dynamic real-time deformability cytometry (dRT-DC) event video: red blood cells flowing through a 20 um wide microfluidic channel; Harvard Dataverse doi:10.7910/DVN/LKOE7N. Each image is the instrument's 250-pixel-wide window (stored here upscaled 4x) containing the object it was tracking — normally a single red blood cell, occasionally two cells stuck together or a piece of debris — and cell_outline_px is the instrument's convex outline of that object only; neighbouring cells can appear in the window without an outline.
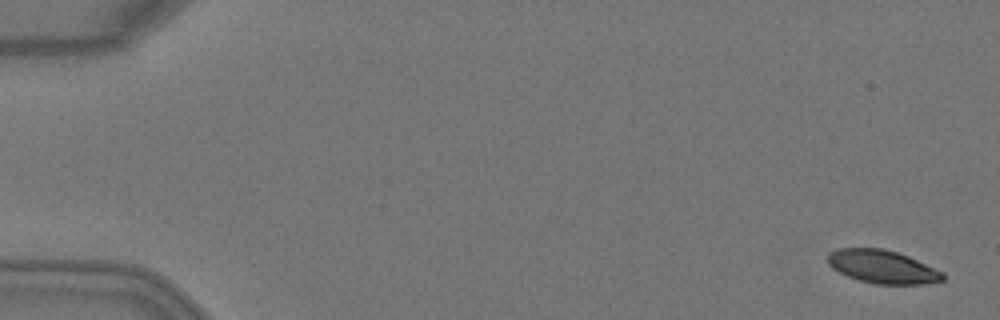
{"species": "Egyptian fruit bat (a non-hibernating species)", "species_latin": "Rousettus aegyptiacus", "temperature_condition": "warm", "stored_images_in_passage": 4, "camera_frame_rate_fps": 3000, "um_per_image_px": 0.085, "animal": {"sex": "female"}, "frame": {"image": 1, "passage_image": 1, "time_ms": 0.0, "image_size_px": [1000, 320], "cell_outline_px": [[944, 280], [928, 284], [872, 284], [856, 280], [832, 268], [828, 264], [828, 252], [836, 248], [884, 248], [908, 256], [944, 272]], "centroid_in_image_um": [75.0, 22.68], "position_along_channel_um": 10.0, "area_um2": 22.48}}